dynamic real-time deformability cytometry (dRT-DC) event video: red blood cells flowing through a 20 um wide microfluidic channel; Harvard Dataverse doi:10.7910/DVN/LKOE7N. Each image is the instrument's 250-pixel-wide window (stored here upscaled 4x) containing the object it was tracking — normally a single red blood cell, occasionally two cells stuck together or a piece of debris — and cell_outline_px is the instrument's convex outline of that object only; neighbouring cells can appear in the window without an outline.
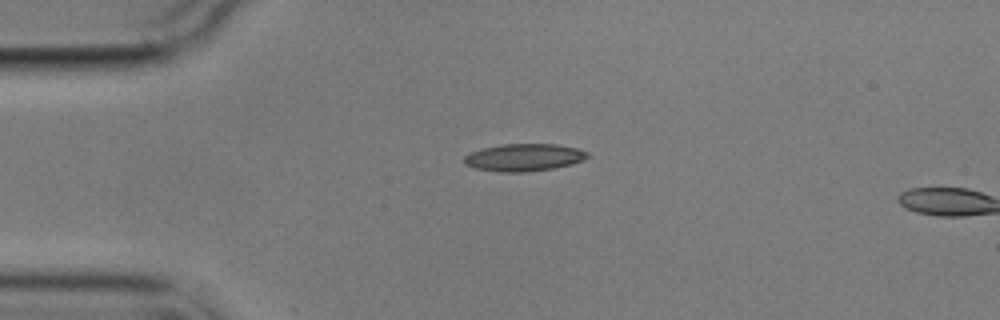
{"species": "common noctule bat (a hibernating species)", "species_latin": "Nyctalus noctula", "temperature_condition": "cold", "stored_images_in_passage": 4, "camera_frame_rate_fps": 3000, "um_per_image_px": 0.085, "animal": {"sex": "male", "body_mass_g": 17.9}, "frame": {"image": 1, "passage_image": 3, "time_ms": 2.333, "image_size_px": [1000, 320], "cell_outline_px": [[592, 156], [584, 160], [572, 164], [552, 168], [524, 172], [500, 172], [476, 168], [464, 164], [464, 156], [468, 152], [500, 144], [556, 144], [576, 148], [588, 152]], "centroid_in_image_um": [44.55, 13.37], "position_along_channel_um": 40.5, "area_um2": 19.77}}